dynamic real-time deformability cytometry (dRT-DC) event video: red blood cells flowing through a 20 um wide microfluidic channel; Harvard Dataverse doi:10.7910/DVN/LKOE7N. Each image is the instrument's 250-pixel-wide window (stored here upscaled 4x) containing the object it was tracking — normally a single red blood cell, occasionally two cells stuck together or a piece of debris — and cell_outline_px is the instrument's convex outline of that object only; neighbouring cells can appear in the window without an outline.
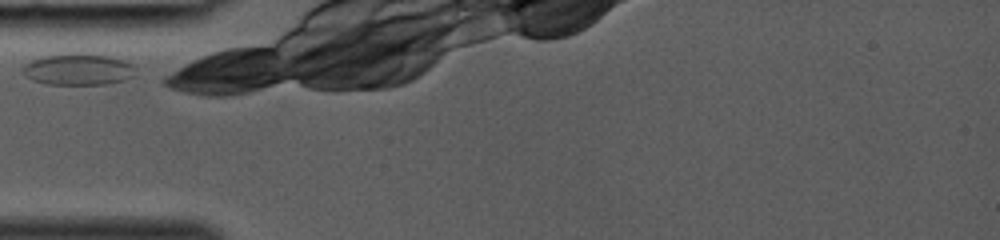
{"species": "common noctule bat (a hibernating species)", "species_latin": "Nyctalus noctula", "temperature_condition": "room temperature", "stored_images_in_passage": 4, "camera_frame_rate_fps": 3000, "um_per_image_px": 0.085, "animal": {"sex": "female", "body_mass_g": 19.0, "forearm_length_mm": 53.3}, "frame": {"image": 1, "passage_image": 1, "time_ms": 0.0, "image_size_px": [1000, 240], "cell_outline_px": [[136, 76], [124, 80], [104, 84], [44, 84], [32, 80], [24, 76], [20, 72], [20, 68], [24, 64], [32, 60], [44, 56], [68, 52], [80, 52], [108, 56], [132, 64], [136, 68]], "centroid_in_image_um": [6.6, 5.89], "position_along_channel_um": 78.4, "area_um2": 21.15}}